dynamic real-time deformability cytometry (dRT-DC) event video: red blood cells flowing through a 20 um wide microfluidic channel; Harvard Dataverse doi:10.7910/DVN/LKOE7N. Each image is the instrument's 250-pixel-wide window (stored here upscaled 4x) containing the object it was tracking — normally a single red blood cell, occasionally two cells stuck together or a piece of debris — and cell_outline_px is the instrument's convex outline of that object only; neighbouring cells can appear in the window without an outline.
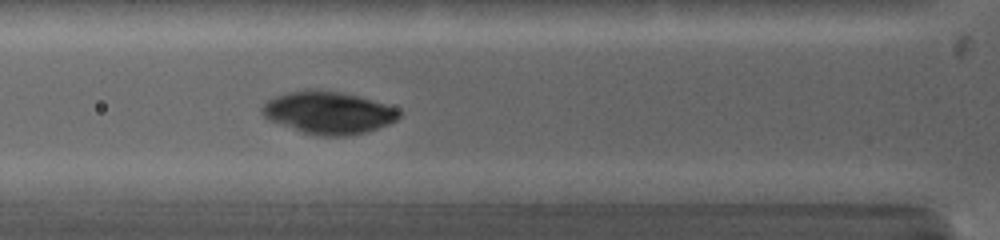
{"species": "common noctule bat (a hibernating species)", "species_latin": "Nyctalus noctula", "temperature_condition": "warm", "stored_images_in_passage": 4, "camera_frame_rate_fps": 5000, "um_per_image_px": 0.085, "animal": {"sex": "female", "body_mass_g": 19.0, "forearm_length_mm": 53.3}, "frame": {"image": 1, "passage_image": 4, "time_ms": 2.8, "image_size_px": [1000, 240], "cell_outline_px": [[400, 116], [396, 120], [388, 124], [364, 132], [344, 136], [324, 136], [304, 132], [268, 120], [260, 112], [260, 108], [268, 100], [276, 96], [288, 92], [308, 88], [312, 88], [340, 92], [360, 96], [396, 108], [400, 112]], "centroid_in_image_um": [27.87, 9.55], "position_along_channel_um": 97.9, "area_um2": 33.64}}